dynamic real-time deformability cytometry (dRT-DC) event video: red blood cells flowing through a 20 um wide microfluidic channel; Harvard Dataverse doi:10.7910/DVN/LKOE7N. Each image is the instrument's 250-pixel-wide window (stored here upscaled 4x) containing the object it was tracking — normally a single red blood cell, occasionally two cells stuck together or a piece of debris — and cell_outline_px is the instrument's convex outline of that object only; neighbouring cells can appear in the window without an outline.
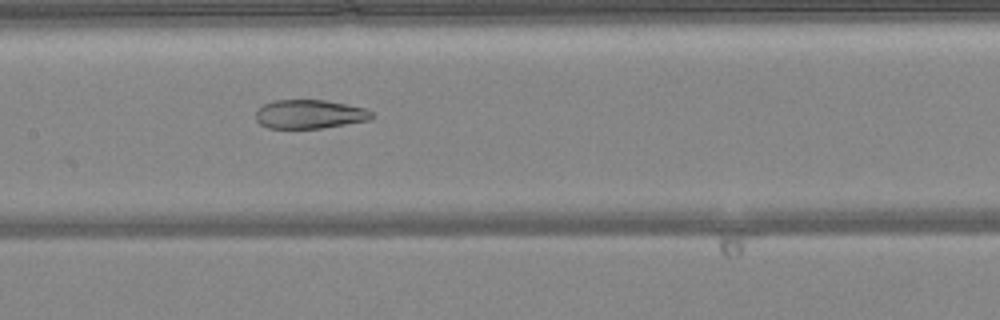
{"species": "common noctule bat (a hibernating species)", "species_latin": "Nyctalus noctula", "temperature_condition": "warm", "stored_images_in_passage": 41, "camera_frame_rate_fps": 3000, "um_per_image_px": 0.085, "animal": {"sex": "female", "body_mass_g": 24.6, "forearm_length_mm": 56.2}, "frame": {"image": 1, "passage_image": 16, "time_ms": 5.0, "image_size_px": [1000, 320], "cell_outline_px": [[372, 116], [368, 120], [320, 128], [268, 128], [260, 124], [256, 120], [256, 112], [264, 104], [272, 100], [324, 100], [368, 108], [372, 112]], "centroid_in_image_um": [26.3, 9.7], "position_along_channel_um": 181.1, "area_um2": 19.36}}
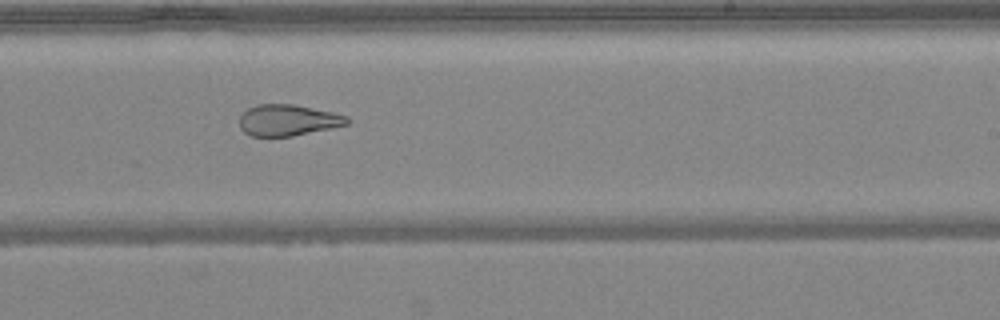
{"frame": {"image": 2, "passage_image": 22, "time_ms": 7.0, "image_size_px": [1000, 320], "cell_outline_px": [[352, 120], [348, 124], [332, 128], [292, 136], [248, 136], [240, 128], [240, 116], [248, 108], [256, 104], [292, 104], [332, 112], [348, 116]], "centroid_in_image_um": [24.48, 10.22], "position_along_channel_um": 264.5, "area_um2": 19.65}}
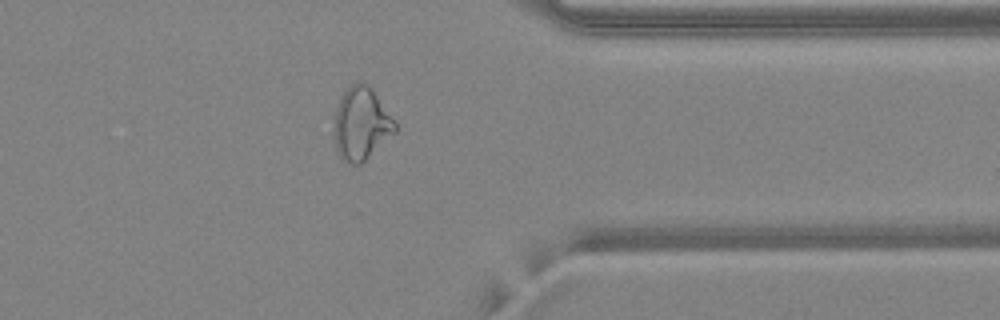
{"frame": {"image": 3, "passage_image": 31, "time_ms": 10.0, "image_size_px": [1000, 320], "cell_outline_px": [[396, 132], [360, 164], [344, 164], [336, 148], [332, 132], [336, 108], [340, 96], [352, 84], [360, 80], [364, 80], [372, 88], [396, 120]], "centroid_in_image_um": [30.69, 10.5], "position_along_channel_um": 380.7, "area_um2": 26.36}, "authors_computed_cell_mechanics": {"area_um2": 24.854, "velocity_mm_per_s": 4.1908, "shape_relaxation_time_tau1_ms": null, "shape_relaxation_time_tau2_ms": 1.6427, "deformation_change_tau1": null, "deformation_change_tau2": 0.1027}}